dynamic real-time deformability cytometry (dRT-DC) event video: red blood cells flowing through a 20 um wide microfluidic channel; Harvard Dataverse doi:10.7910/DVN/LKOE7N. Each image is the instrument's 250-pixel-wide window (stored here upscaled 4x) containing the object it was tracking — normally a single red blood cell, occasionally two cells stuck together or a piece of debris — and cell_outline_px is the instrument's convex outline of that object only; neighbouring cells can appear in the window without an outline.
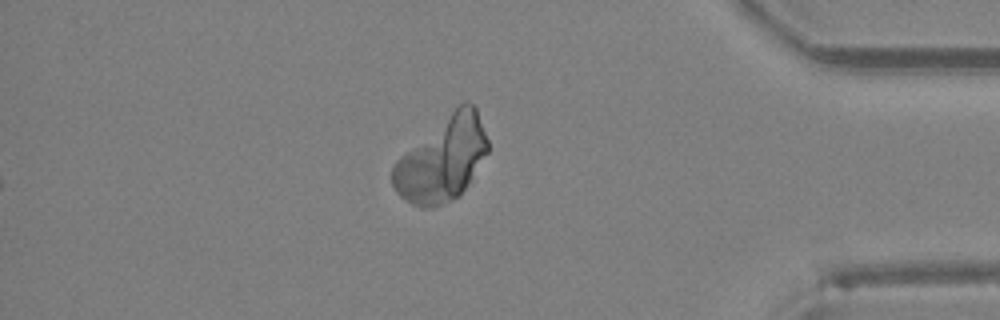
{"species": "Egyptian fruit bat (a non-hibernating species)", "species_latin": "Rousettus aegyptiacus", "temperature_condition": "room temperature", "stored_images_in_passage": 20, "camera_frame_rate_fps": 3000, "um_per_image_px": 0.085, "animal": {"sex": "female"}, "frame": {"image": 1, "passage_image": 17, "time_ms": 5.333, "image_size_px": [1000, 320], "cell_outline_px": [[488, 152], [468, 184], [460, 196], [432, 208], [420, 208], [404, 200], [396, 192], [392, 184], [392, 164], [400, 156], [464, 100], [472, 104], [476, 108], [488, 140]], "centroid_in_image_um": [37.58, 13.57], "position_along_channel_um": 397.6, "area_um2": 46.36}}